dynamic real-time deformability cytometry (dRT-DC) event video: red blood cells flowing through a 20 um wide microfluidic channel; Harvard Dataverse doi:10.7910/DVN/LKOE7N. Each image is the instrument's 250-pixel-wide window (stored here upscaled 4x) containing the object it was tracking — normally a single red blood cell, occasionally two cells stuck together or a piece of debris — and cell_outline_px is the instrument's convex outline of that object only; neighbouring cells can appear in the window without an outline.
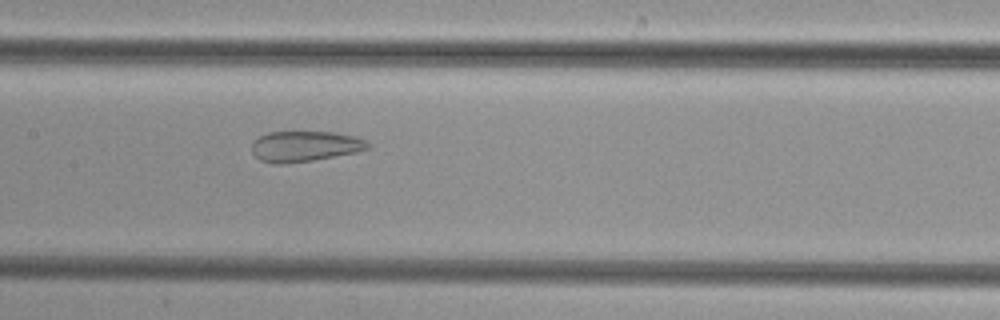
{"species": "common noctule bat (a hibernating species)", "species_latin": "Nyctalus noctula", "temperature_condition": "cold", "stored_images_in_passage": 30, "camera_frame_rate_fps": 3000, "um_per_image_px": 0.085, "animal": {"sex": "female", "body_mass_g": 29.2, "forearm_length_mm": 56.3}, "frame": {"image": 1, "passage_image": 9, "time_ms": 2.667, "image_size_px": [1000, 320], "cell_outline_px": [[372, 148], [356, 152], [312, 160], [284, 164], [276, 164], [260, 160], [252, 152], [252, 140], [268, 132], [332, 132], [356, 136], [368, 140], [372, 144]], "centroid_in_image_um": [25.95, 12.43], "position_along_channel_um": 181.4, "area_um2": 20.87}}
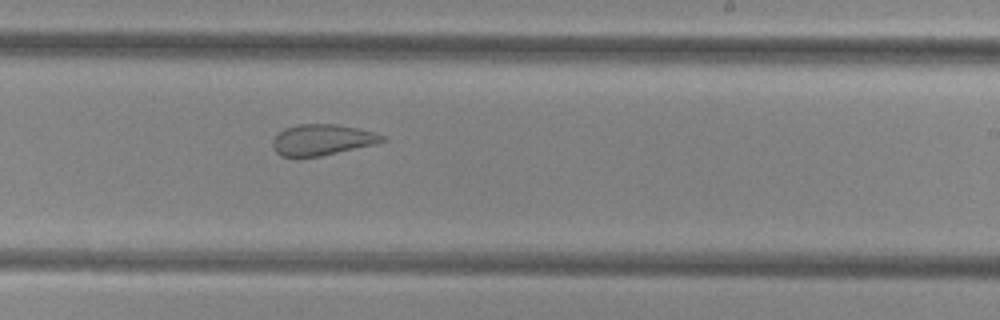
{"frame": {"image": 2, "passage_image": 15, "time_ms": 4.667, "image_size_px": [1000, 320], "cell_outline_px": [[388, 140], [380, 144], [300, 160], [280, 156], [272, 148], [272, 140], [284, 128], [296, 124], [336, 124], [376, 132], [384, 136]], "centroid_in_image_um": [27.38, 11.92], "position_along_channel_um": 261.6, "area_um2": 20.58}}
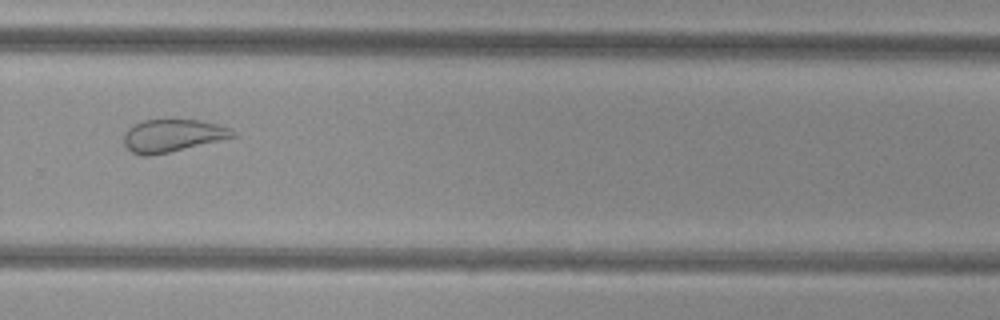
{"frame": {"image": 3, "passage_image": 19, "time_ms": 6.0, "image_size_px": [1000, 320], "cell_outline_px": [[236, 136], [168, 152], [148, 156], [140, 156], [132, 152], [124, 144], [124, 132], [128, 128], [144, 120], [172, 116], [200, 120], [232, 128], [236, 132]], "centroid_in_image_um": [14.65, 11.47], "position_along_channel_um": 315.2, "area_um2": 21.21}}